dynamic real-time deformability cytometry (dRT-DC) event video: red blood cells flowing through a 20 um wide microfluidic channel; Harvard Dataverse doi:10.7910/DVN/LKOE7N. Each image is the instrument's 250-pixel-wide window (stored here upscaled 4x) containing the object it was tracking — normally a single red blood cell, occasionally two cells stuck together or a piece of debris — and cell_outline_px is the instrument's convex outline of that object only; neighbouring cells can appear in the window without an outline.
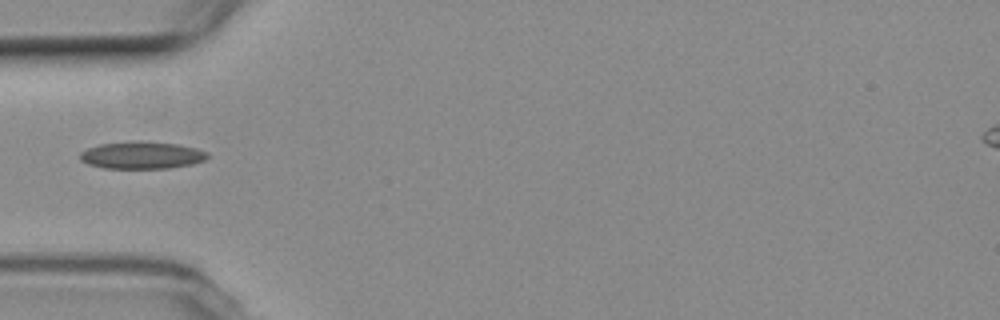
{"species": "common noctule bat (a hibernating species)", "species_latin": "Nyctalus noctula", "temperature_condition": "room temperature", "stored_images_in_passage": 4, "camera_frame_rate_fps": 3000, "um_per_image_px": 0.085, "animal": {"sex": "female", "body_mass_g": 19.3, "forearm_length_mm": 54.1}, "frame": {"image": 1, "passage_image": 4, "time_ms": 4.333, "image_size_px": [1000, 320], "cell_outline_px": [[208, 156], [204, 160], [192, 164], [168, 168], [104, 168], [88, 164], [80, 160], [80, 152], [88, 148], [100, 144], [132, 140], [140, 140], [176, 144], [196, 148], [208, 152]], "centroid_in_image_um": [12.03, 13.18], "position_along_channel_um": 73.0, "area_um2": 20.35}}